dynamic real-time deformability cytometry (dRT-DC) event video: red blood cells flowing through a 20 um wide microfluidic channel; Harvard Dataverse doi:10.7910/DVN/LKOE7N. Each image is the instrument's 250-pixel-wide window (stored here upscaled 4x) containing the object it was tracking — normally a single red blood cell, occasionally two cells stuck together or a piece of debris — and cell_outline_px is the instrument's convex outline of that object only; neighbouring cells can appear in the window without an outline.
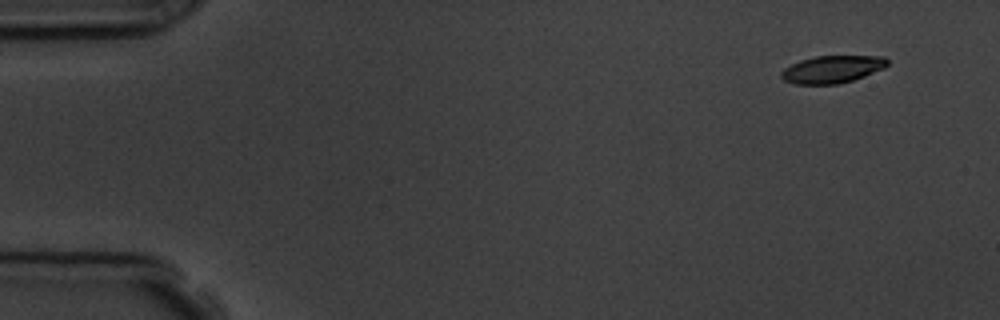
{"species": "common noctule bat (a hibernating species)", "species_latin": "Nyctalus noctula", "temperature_condition": "room temperature", "stored_images_in_passage": 4, "camera_frame_rate_fps": 3000, "um_per_image_px": 0.085, "animal": {"sex": "male", "body_mass_g": 19.5, "forearm_length_mm": 54.6}, "frame": {"image": 1, "passage_image": 1, "time_ms": 0.0, "image_size_px": [1000, 320], "cell_outline_px": [[888, 64], [884, 68], [864, 76], [840, 84], [796, 84], [784, 80], [780, 76], [780, 72], [784, 68], [800, 60], [816, 56], [884, 56], [888, 60]], "centroid_in_image_um": [70.73, 5.89], "position_along_channel_um": 14.3, "area_um2": 16.94}}
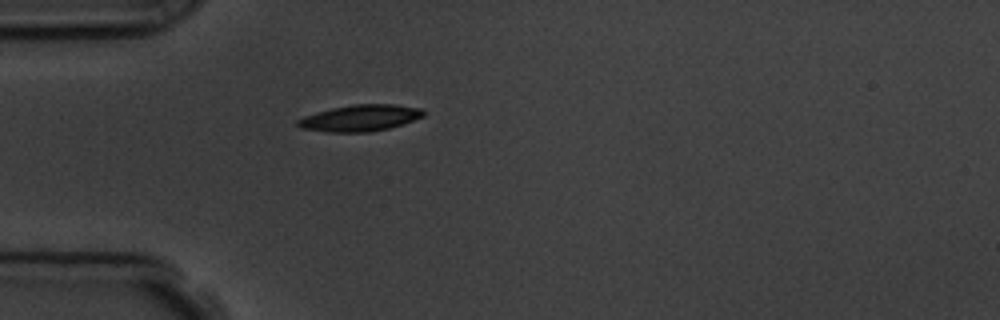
{"frame": {"image": 2, "passage_image": 4, "time_ms": 4.0, "image_size_px": [1000, 320], "cell_outline_px": [[424, 116], [388, 128], [368, 132], [328, 132], [300, 128], [296, 124], [296, 120], [304, 116], [316, 112], [332, 108], [352, 104], [392, 104], [420, 108], [424, 112]], "centroid_in_image_um": [30.55, 10.03], "position_along_channel_um": 54.4, "area_um2": 19.19}}